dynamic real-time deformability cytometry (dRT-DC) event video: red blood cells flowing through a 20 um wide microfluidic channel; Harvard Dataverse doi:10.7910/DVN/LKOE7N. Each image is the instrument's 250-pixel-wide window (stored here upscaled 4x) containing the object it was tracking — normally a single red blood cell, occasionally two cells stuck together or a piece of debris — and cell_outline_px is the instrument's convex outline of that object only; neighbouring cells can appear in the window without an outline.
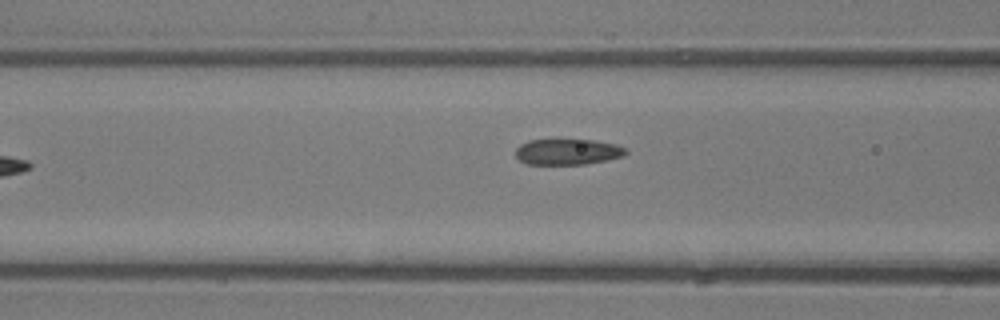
{"species": "common noctule bat (a hibernating species)", "species_latin": "Nyctalus noctula", "temperature_condition": "room temperature", "stored_images_in_passage": 7, "camera_frame_rate_fps": 3000, "um_per_image_px": 0.085, "animal": {"sex": "male", "body_mass_g": 13.3}, "frame": {"image": 1, "passage_image": 7, "time_ms": 7.0, "image_size_px": [1000, 320], "cell_outline_px": [[628, 152], [624, 156], [608, 160], [584, 164], [528, 164], [520, 160], [516, 156], [516, 148], [520, 144], [528, 140], [560, 136], [596, 140], [616, 144], [628, 148]], "centroid_in_image_um": [48.26, 12.84], "position_along_channel_um": 118.3, "area_um2": 17.69}}